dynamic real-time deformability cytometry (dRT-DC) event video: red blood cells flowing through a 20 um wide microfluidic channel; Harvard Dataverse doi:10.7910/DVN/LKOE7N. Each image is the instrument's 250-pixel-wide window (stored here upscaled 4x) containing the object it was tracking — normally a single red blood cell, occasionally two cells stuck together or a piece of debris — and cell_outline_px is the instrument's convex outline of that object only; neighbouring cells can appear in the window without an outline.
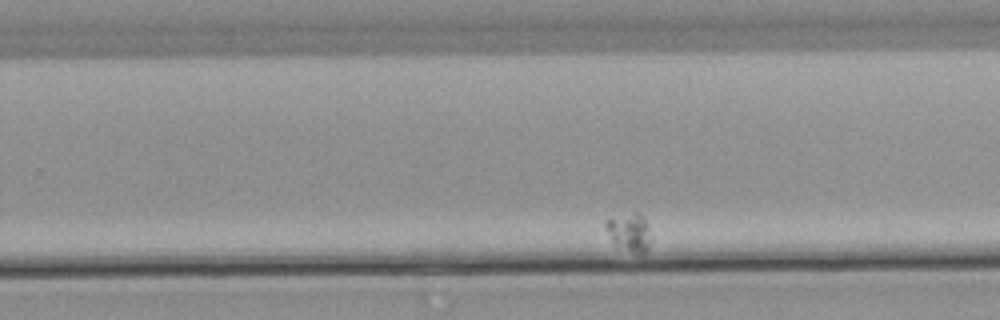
{"species": "common noctule bat (a hibernating species)", "species_latin": "Nyctalus noctula", "temperature_condition": "warm", "stored_images_in_passage": 45, "camera_frame_rate_fps": 3000, "um_per_image_px": 0.085, "animal": {"sex": "male", "body_mass_g": 21.5, "forearm_length_mm": 52.0}, "frame": {"image": 1, "passage_image": 34, "time_ms": 11.0, "image_size_px": [1000, 320], "cell_outline_px": [[652, 240], [648, 248], [640, 256], [616, 248], [604, 228], [604, 220], [636, 212], [648, 224], [652, 236]], "centroid_in_image_um": [53.49, 19.82], "position_along_channel_um": 276.3, "area_um2": 10.46}}